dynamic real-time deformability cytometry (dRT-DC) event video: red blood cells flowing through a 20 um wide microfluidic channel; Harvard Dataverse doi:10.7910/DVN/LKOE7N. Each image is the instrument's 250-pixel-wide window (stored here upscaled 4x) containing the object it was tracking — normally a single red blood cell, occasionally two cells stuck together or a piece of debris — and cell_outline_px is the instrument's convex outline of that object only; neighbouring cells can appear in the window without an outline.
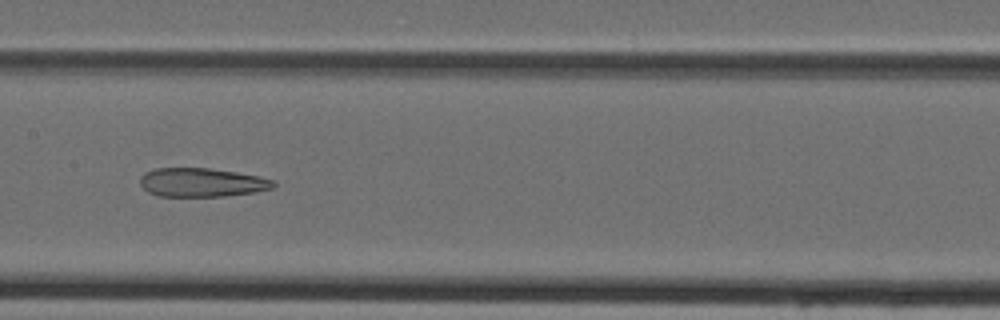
{"species": "Egyptian fruit bat (a non-hibernating species)", "species_latin": "Rousettus aegyptiacus", "temperature_condition": "cold", "stored_images_in_passage": 45, "camera_frame_rate_fps": 3000, "um_per_image_px": 0.085, "animal": {"sex": "female"}, "frame": {"image": 1, "passage_image": 22, "time_ms": 7.0, "image_size_px": [1000, 320], "cell_outline_px": [[276, 188], [252, 192], [224, 196], [156, 196], [148, 192], [140, 184], [140, 176], [144, 172], [156, 168], [208, 168], [236, 172], [276, 180]], "centroid_in_image_um": [17.14, 15.5], "position_along_channel_um": 190.3, "area_um2": 22.43}}
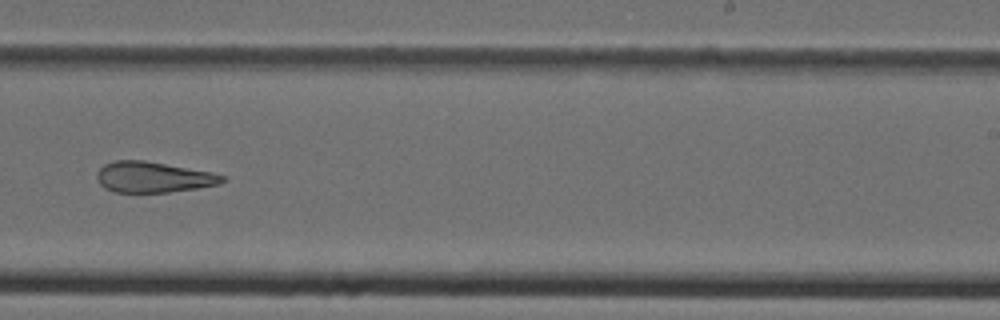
{"frame": {"image": 2, "passage_image": 28, "time_ms": 9.0, "image_size_px": [1000, 320], "cell_outline_px": [[228, 180], [220, 184], [196, 188], [168, 192], [116, 192], [104, 188], [96, 180], [96, 172], [104, 164], [116, 160], [144, 160], [212, 172], [224, 176]], "centroid_in_image_um": [13.01, 15.05], "position_along_channel_um": 276.0, "area_um2": 22.54}}
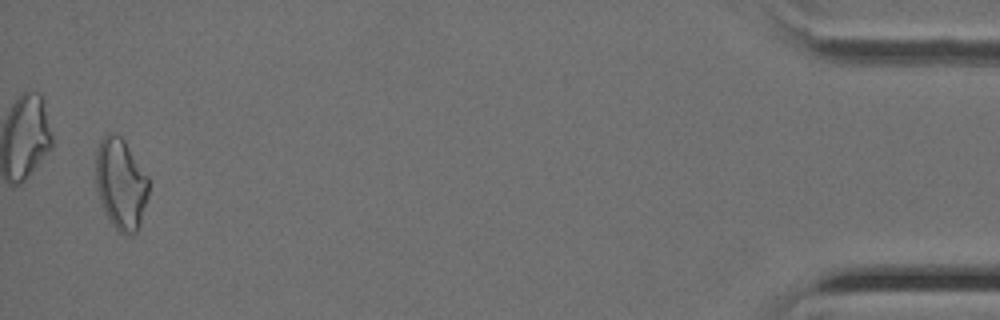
{"frame": {"image": 3, "passage_image": 44, "time_ms": 14.333, "image_size_px": [1000, 320], "cell_outline_px": [[148, 196], [140, 224], [136, 232], [132, 236], [124, 236], [112, 224], [104, 212], [96, 188], [96, 152], [100, 140], [108, 132], [112, 132], [120, 136], [124, 140], [148, 176]], "centroid_in_image_um": [10.27, 15.64], "position_along_channel_um": 424.9, "area_um2": 28.21}}